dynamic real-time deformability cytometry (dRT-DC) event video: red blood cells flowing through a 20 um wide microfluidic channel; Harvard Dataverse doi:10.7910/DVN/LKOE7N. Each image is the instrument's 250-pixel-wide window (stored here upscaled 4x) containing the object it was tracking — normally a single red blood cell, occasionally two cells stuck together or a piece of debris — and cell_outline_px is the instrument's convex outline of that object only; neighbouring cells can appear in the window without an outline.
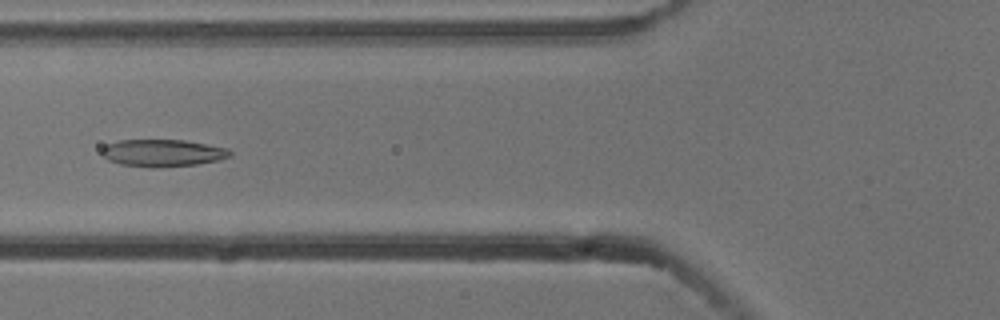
{"species": "common noctule bat (a hibernating species)", "species_latin": "Nyctalus noctula", "temperature_condition": "cold", "stored_images_in_passage": 9, "camera_frame_rate_fps": 3000, "um_per_image_px": 0.085, "animal": {"sex": "male", "body_mass_g": 13.3}, "frame": {"image": 1, "passage_image": 6, "time_ms": 1.667, "image_size_px": [1000, 320], "cell_outline_px": [[232, 156], [220, 160], [196, 164], [152, 168], [120, 164], [108, 160], [100, 152], [100, 148], [108, 144], [120, 140], [184, 140], [228, 148], [232, 152]], "centroid_in_image_um": [13.83, 13.0], "position_along_channel_um": 112.0, "area_um2": 20.4}}
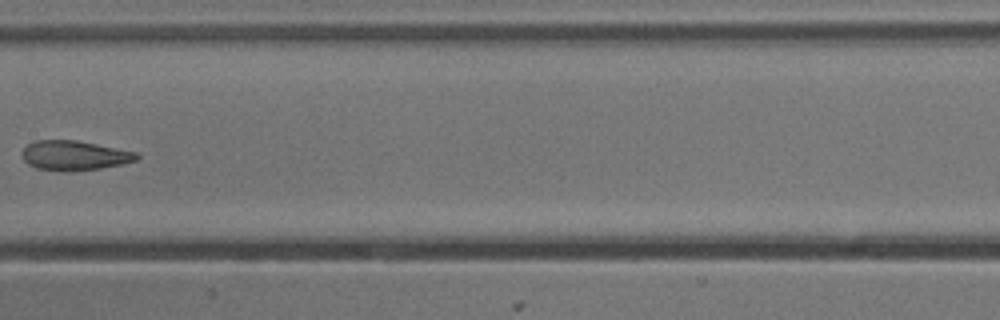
{"frame": {"image": 2, "passage_image": 8, "time_ms": 2.333, "image_size_px": [1000, 320], "cell_outline_px": [[140, 156], [136, 160], [120, 164], [100, 168], [72, 172], [36, 168], [28, 164], [24, 160], [20, 152], [28, 144], [36, 140], [76, 140], [140, 152]], "centroid_in_image_um": [6.33, 13.21], "position_along_channel_um": 201.1, "area_um2": 19.94}}
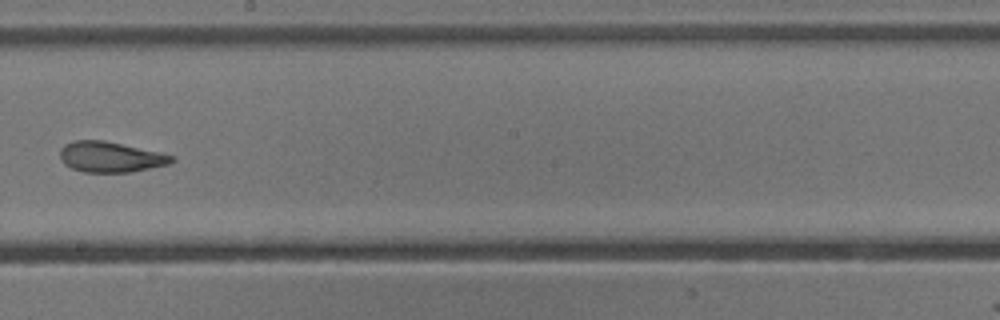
{"frame": {"image": 3, "passage_image": 9, "time_ms": 2.667, "image_size_px": [1000, 320], "cell_outline_px": [[176, 160], [168, 164], [132, 172], [84, 172], [72, 168], [64, 164], [60, 160], [60, 148], [64, 144], [72, 140], [104, 140], [160, 152], [176, 156]], "centroid_in_image_um": [9.38, 13.33], "position_along_channel_um": 238.8, "area_um2": 20.06}}